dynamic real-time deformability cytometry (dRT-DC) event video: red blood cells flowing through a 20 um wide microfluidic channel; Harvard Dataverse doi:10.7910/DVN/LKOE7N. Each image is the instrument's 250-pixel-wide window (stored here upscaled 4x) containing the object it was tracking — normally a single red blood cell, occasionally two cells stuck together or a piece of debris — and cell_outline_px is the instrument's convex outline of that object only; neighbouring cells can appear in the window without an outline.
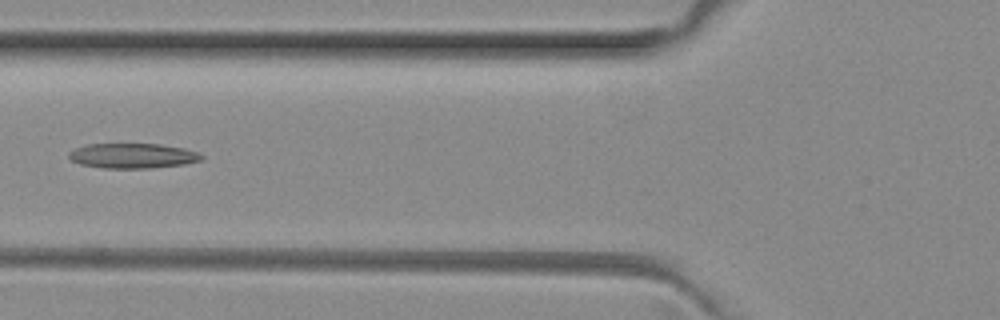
{"species": "common noctule bat (a hibernating species)", "species_latin": "Nyctalus noctula", "temperature_condition": "room temperature", "stored_images_in_passage": 6, "camera_frame_rate_fps": 3000, "um_per_image_px": 0.085, "animal": {"sex": "female", "body_mass_g": 29.2, "forearm_length_mm": 56.3}, "frame": {"image": 1, "passage_image": 5, "time_ms": 1.333, "image_size_px": [1000, 320], "cell_outline_px": [[204, 160], [184, 164], [152, 168], [104, 168], [80, 164], [72, 160], [68, 156], [68, 152], [76, 148], [88, 144], [160, 144], [184, 148], [196, 152], [204, 156]], "centroid_in_image_um": [11.3, 13.24], "position_along_channel_um": 114.5, "area_um2": 19.31}}
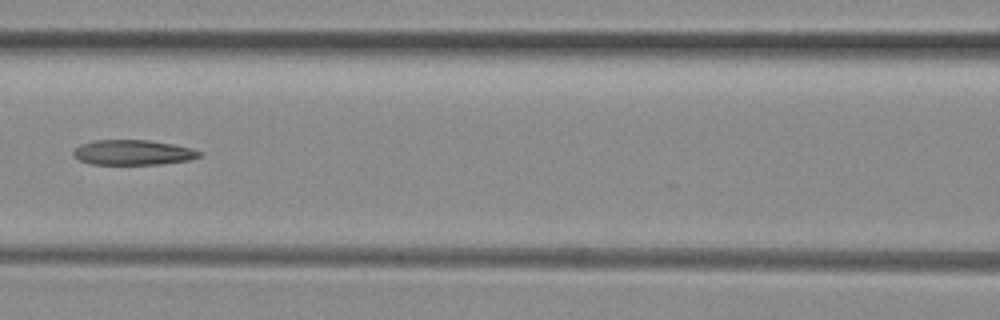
{"frame": {"image": 2, "passage_image": 6, "time_ms": 1.667, "image_size_px": [1000, 320], "cell_outline_px": [[200, 156], [188, 160], [160, 164], [92, 164], [80, 160], [72, 152], [80, 144], [96, 140], [148, 140], [172, 144], [192, 148], [200, 152]], "centroid_in_image_um": [11.3, 12.95], "position_along_channel_um": 155.3, "area_um2": 18.15}}